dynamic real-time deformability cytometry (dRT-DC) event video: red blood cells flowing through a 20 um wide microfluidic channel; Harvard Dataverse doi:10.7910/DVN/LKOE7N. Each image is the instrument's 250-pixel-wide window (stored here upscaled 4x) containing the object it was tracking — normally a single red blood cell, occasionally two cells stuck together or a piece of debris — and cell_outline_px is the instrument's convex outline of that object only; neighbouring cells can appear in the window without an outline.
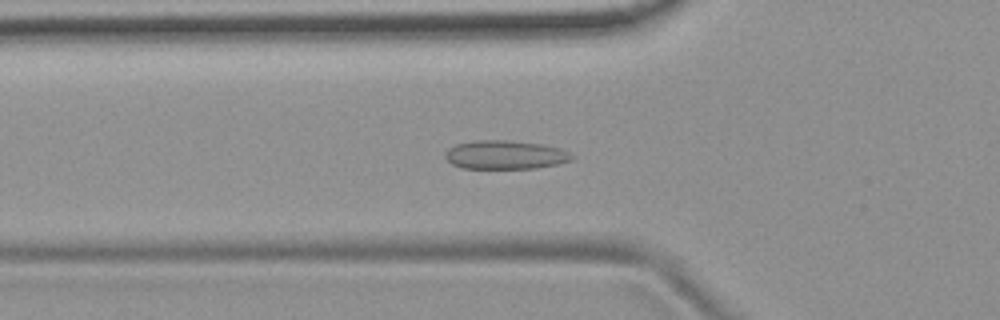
{"species": "common noctule bat (a hibernating species)", "species_latin": "Nyctalus noctula", "temperature_condition": "room temperature", "stored_images_in_passage": 54, "camera_frame_rate_fps": 3000, "um_per_image_px": 0.085, "animal": {"sex": "female", "body_mass_g": 19.9}, "frame": {"image": 1, "passage_image": 19, "time_ms": 6.0, "image_size_px": [1000, 320], "cell_outline_px": [[576, 156], [572, 160], [556, 164], [536, 168], [460, 168], [452, 164], [444, 156], [448, 148], [456, 144], [472, 140], [508, 140], [540, 144], [560, 148]], "centroid_in_image_um": [42.93, 13.15], "position_along_channel_um": 82.9, "area_um2": 21.21}}
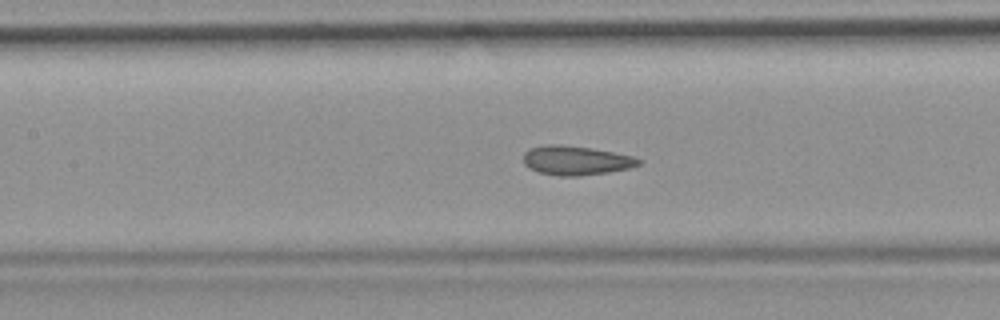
{"frame": {"image": 2, "passage_image": 25, "time_ms": 8.0, "image_size_px": [1000, 320], "cell_outline_px": [[644, 160], [640, 164], [628, 168], [608, 172], [580, 176], [560, 176], [540, 172], [528, 168], [524, 164], [524, 152], [528, 148], [544, 144], [564, 144], [592, 148], [632, 156]], "centroid_in_image_um": [48.93, 13.62], "position_along_channel_um": 158.5, "area_um2": 19.77}}
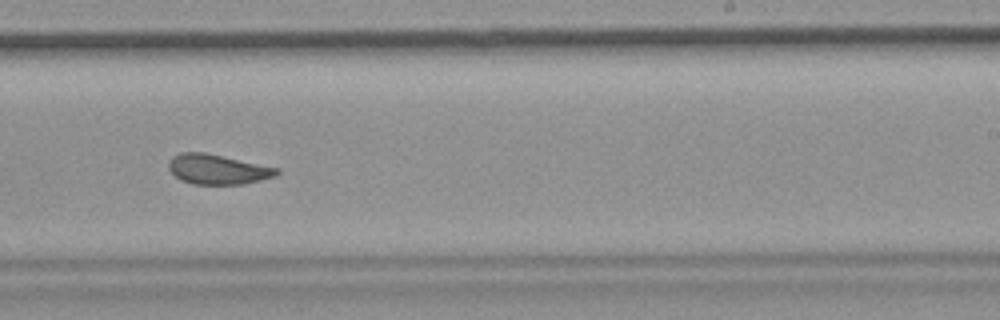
{"frame": {"image": 3, "passage_image": 34, "time_ms": 11.0, "image_size_px": [1000, 320], "cell_outline_px": [[280, 172], [276, 176], [244, 184], [192, 184], [180, 180], [168, 168], [168, 160], [172, 156], [180, 152], [204, 152], [280, 168]], "centroid_in_image_um": [18.49, 14.39], "position_along_channel_um": 270.5, "area_um2": 18.96}, "authors_computed_cell_mechanics": {"area_um2": 19.9988, "velocity_mm_per_s": 3.7643, "shape_relaxation_time_tau1_ms": null, "shape_relaxation_time_tau2_ms": 1.2535, "deformation_change_tau1": null, "deformation_change_tau2": 0.0492}}